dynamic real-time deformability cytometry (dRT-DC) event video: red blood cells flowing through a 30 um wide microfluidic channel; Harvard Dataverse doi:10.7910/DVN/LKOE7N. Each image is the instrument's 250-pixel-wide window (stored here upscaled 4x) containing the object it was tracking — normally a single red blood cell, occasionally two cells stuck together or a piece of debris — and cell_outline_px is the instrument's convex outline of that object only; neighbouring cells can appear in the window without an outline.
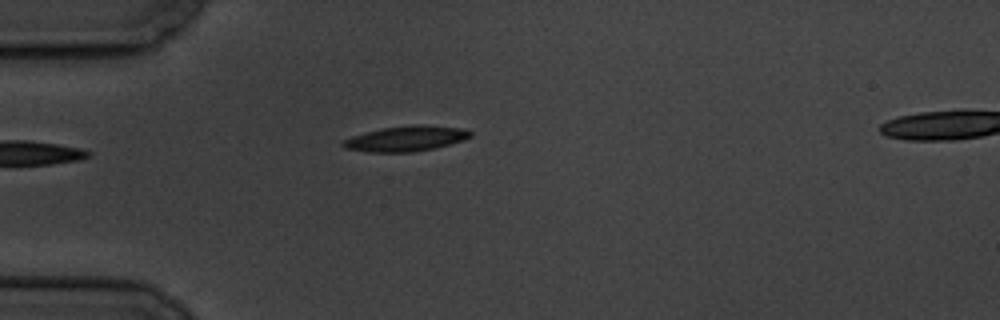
{"species": "common noctule bat (a hibernating species)", "species_latin": "Nyctalus noctula", "temperature_condition": "cold", "stored_images_in_passage": 43, "camera_frame_rate_fps": 3000, "um_per_image_px": 0.085, "animal": {"sex": "male", "body_mass_g": 19.5, "forearm_length_mm": 54.6}, "frame": {"image": 1, "passage_image": 1, "time_ms": 0.0, "image_size_px": [1000, 320], "cell_outline_px": [[472, 136], [464, 140], [432, 148], [412, 152], [368, 152], [344, 148], [340, 144], [344, 140], [352, 136], [384, 128], [412, 124], [420, 124], [464, 128], [472, 132]], "centroid_in_image_um": [34.52, 11.77], "position_along_channel_um": 50.5, "area_um2": 18.67}}
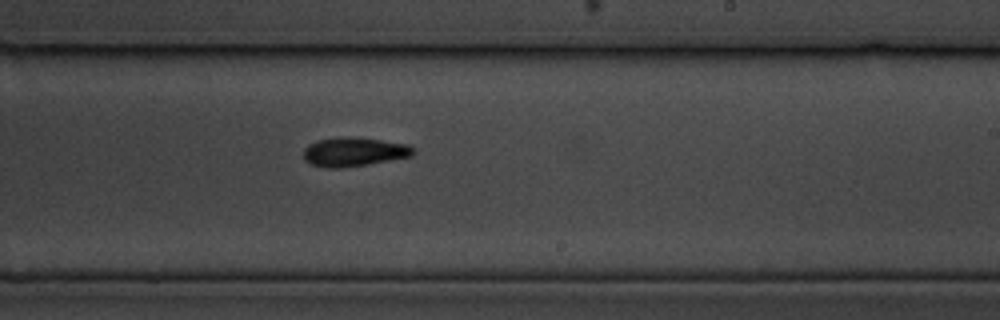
{"frame": {"image": 2, "passage_image": 20, "time_ms": 6.333, "image_size_px": [1000, 320], "cell_outline_px": [[416, 152], [412, 156], [368, 164], [344, 168], [324, 168], [312, 164], [304, 160], [304, 148], [308, 144], [316, 140], [340, 136], [352, 136], [408, 144], [416, 148]], "centroid_in_image_um": [30.09, 12.9], "position_along_channel_um": 258.9, "area_um2": 18.9}}
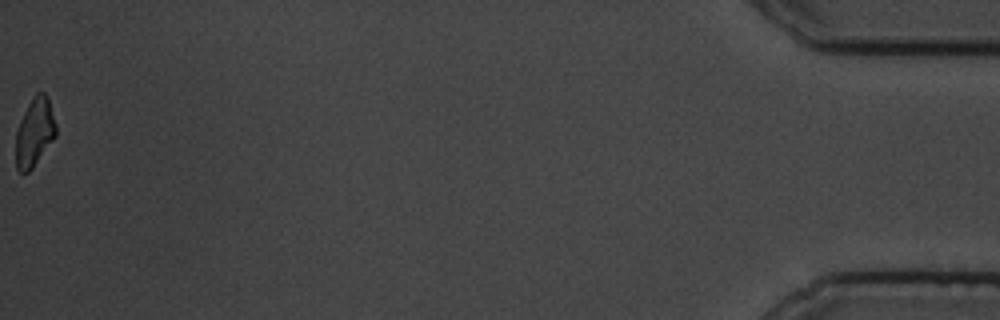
{"frame": {"image": 3, "passage_image": 43, "time_ms": 14.0, "image_size_px": [1000, 320], "cell_outline_px": [[56, 136], [32, 168], [28, 172], [20, 172], [16, 168], [16, 132], [20, 120], [28, 104], [36, 92], [44, 92], [48, 96], [56, 124]], "centroid_in_image_um": [2.94, 11.22], "position_along_channel_um": 432.3, "area_um2": 15.95}, "authors_computed_cell_mechanics": {"area_um2": 18.2648, "velocity_mm_per_s": 3.5006, "shape_relaxation_time_tau1_ms": 3.6182, "shape_relaxation_time_tau2_ms": 9.8329, "deformation_change_tau1": 0.1414, "deformation_change_tau2": 0.1495}}